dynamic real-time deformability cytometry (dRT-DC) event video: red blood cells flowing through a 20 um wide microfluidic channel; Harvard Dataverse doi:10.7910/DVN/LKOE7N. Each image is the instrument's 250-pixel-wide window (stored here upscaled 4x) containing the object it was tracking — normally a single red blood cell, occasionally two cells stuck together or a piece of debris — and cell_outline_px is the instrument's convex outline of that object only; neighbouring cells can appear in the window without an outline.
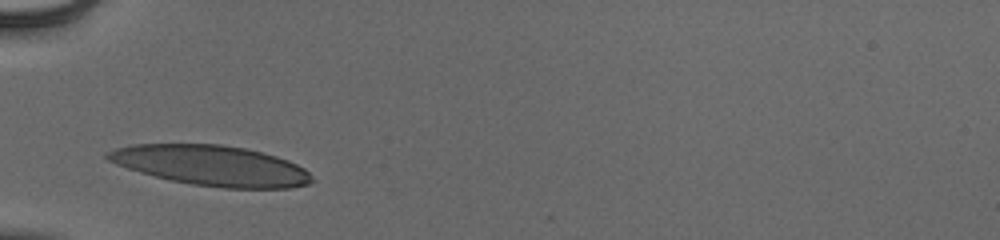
{"species": "human", "species_latin": "Homo sapiens", "temperature_condition": "cold", "stored_images_in_passage": 26, "camera_frame_rate_fps": 3000, "um_per_image_px": 0.085, "donor": {"sex": "male"}, "frame": {"image": 1, "passage_image": 1, "time_ms": 0.0, "image_size_px": [1000, 240], "cell_outline_px": [[316, 180], [308, 184], [292, 188], [224, 188], [192, 184], [172, 180], [140, 172], [116, 164], [108, 160], [104, 156], [104, 152], [116, 148], [132, 144], [220, 144], [244, 148], [264, 152], [288, 160], [304, 168]], "centroid_in_image_um": [17.98, 14.06], "position_along_channel_um": 67.0, "area_um2": 47.92}}
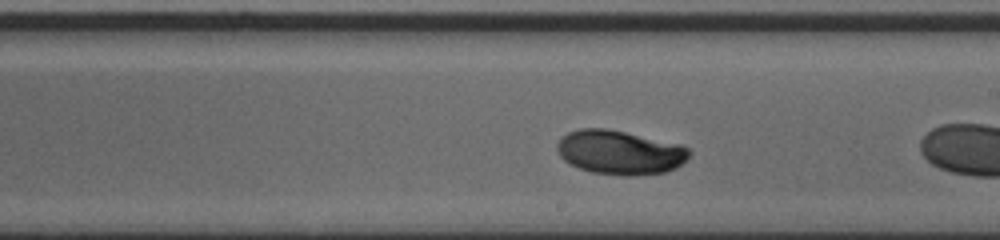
{"frame": {"image": 2, "passage_image": 12, "time_ms": 3.667, "image_size_px": [1000, 240], "cell_outline_px": [[692, 152], [688, 160], [676, 168], [664, 172], [636, 176], [620, 176], [592, 172], [568, 164], [560, 156], [556, 148], [556, 144], [560, 136], [568, 132], [580, 128], [608, 128], [680, 144], [688, 148]], "centroid_in_image_um": [52.68, 12.95], "position_along_channel_um": 236.3, "area_um2": 34.51}, "authors_computed_cell_mechanics": {"area_um2": 32.7437, "velocity_mm_per_s": 3.8881, "shape_relaxation_time_tau1_ms": 0.963, "shape_relaxation_time_tau2_ms": null, "deformation_change_tau1": 0.1418, "deformation_change_tau2": null}}